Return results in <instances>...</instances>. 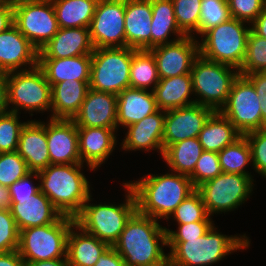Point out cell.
Listing matches in <instances>:
<instances>
[{
    "mask_svg": "<svg viewBox=\"0 0 266 266\" xmlns=\"http://www.w3.org/2000/svg\"><path fill=\"white\" fill-rule=\"evenodd\" d=\"M240 136L234 125L220 111H214L200 131L198 139L204 151L218 153Z\"/></svg>",
    "mask_w": 266,
    "mask_h": 266,
    "instance_id": "obj_32",
    "label": "cell"
},
{
    "mask_svg": "<svg viewBox=\"0 0 266 266\" xmlns=\"http://www.w3.org/2000/svg\"><path fill=\"white\" fill-rule=\"evenodd\" d=\"M14 7L0 2V33L13 25Z\"/></svg>",
    "mask_w": 266,
    "mask_h": 266,
    "instance_id": "obj_51",
    "label": "cell"
},
{
    "mask_svg": "<svg viewBox=\"0 0 266 266\" xmlns=\"http://www.w3.org/2000/svg\"><path fill=\"white\" fill-rule=\"evenodd\" d=\"M219 162L224 173L243 174L252 178L246 165L252 162L251 149L245 135H241L232 144L218 152Z\"/></svg>",
    "mask_w": 266,
    "mask_h": 266,
    "instance_id": "obj_36",
    "label": "cell"
},
{
    "mask_svg": "<svg viewBox=\"0 0 266 266\" xmlns=\"http://www.w3.org/2000/svg\"><path fill=\"white\" fill-rule=\"evenodd\" d=\"M38 59L39 50L14 24L0 33V71L29 70L38 66Z\"/></svg>",
    "mask_w": 266,
    "mask_h": 266,
    "instance_id": "obj_17",
    "label": "cell"
},
{
    "mask_svg": "<svg viewBox=\"0 0 266 266\" xmlns=\"http://www.w3.org/2000/svg\"><path fill=\"white\" fill-rule=\"evenodd\" d=\"M90 81L65 80L51 87L52 119H73L85 100Z\"/></svg>",
    "mask_w": 266,
    "mask_h": 266,
    "instance_id": "obj_28",
    "label": "cell"
},
{
    "mask_svg": "<svg viewBox=\"0 0 266 266\" xmlns=\"http://www.w3.org/2000/svg\"><path fill=\"white\" fill-rule=\"evenodd\" d=\"M125 203L121 204H94L89 203L91 195L84 203L80 213L74 218L75 223L84 231L97 237L100 241L113 246L124 230L126 222L137 211L135 194L126 182Z\"/></svg>",
    "mask_w": 266,
    "mask_h": 266,
    "instance_id": "obj_5",
    "label": "cell"
},
{
    "mask_svg": "<svg viewBox=\"0 0 266 266\" xmlns=\"http://www.w3.org/2000/svg\"><path fill=\"white\" fill-rule=\"evenodd\" d=\"M251 149L253 169L266 178V128L245 134Z\"/></svg>",
    "mask_w": 266,
    "mask_h": 266,
    "instance_id": "obj_44",
    "label": "cell"
},
{
    "mask_svg": "<svg viewBox=\"0 0 266 266\" xmlns=\"http://www.w3.org/2000/svg\"><path fill=\"white\" fill-rule=\"evenodd\" d=\"M172 2L179 29L186 36L199 34L201 0H172Z\"/></svg>",
    "mask_w": 266,
    "mask_h": 266,
    "instance_id": "obj_38",
    "label": "cell"
},
{
    "mask_svg": "<svg viewBox=\"0 0 266 266\" xmlns=\"http://www.w3.org/2000/svg\"><path fill=\"white\" fill-rule=\"evenodd\" d=\"M251 30L259 37L266 39V7L252 23Z\"/></svg>",
    "mask_w": 266,
    "mask_h": 266,
    "instance_id": "obj_54",
    "label": "cell"
},
{
    "mask_svg": "<svg viewBox=\"0 0 266 266\" xmlns=\"http://www.w3.org/2000/svg\"><path fill=\"white\" fill-rule=\"evenodd\" d=\"M116 130L101 127H77L81 162L87 163L91 171L98 169L113 152L117 144Z\"/></svg>",
    "mask_w": 266,
    "mask_h": 266,
    "instance_id": "obj_20",
    "label": "cell"
},
{
    "mask_svg": "<svg viewBox=\"0 0 266 266\" xmlns=\"http://www.w3.org/2000/svg\"><path fill=\"white\" fill-rule=\"evenodd\" d=\"M153 92L160 110L167 111L195 103V100L189 99L194 94L191 74L160 78Z\"/></svg>",
    "mask_w": 266,
    "mask_h": 266,
    "instance_id": "obj_30",
    "label": "cell"
},
{
    "mask_svg": "<svg viewBox=\"0 0 266 266\" xmlns=\"http://www.w3.org/2000/svg\"><path fill=\"white\" fill-rule=\"evenodd\" d=\"M33 1H37V0H6V3L14 7L18 4L28 3V2H33Z\"/></svg>",
    "mask_w": 266,
    "mask_h": 266,
    "instance_id": "obj_57",
    "label": "cell"
},
{
    "mask_svg": "<svg viewBox=\"0 0 266 266\" xmlns=\"http://www.w3.org/2000/svg\"><path fill=\"white\" fill-rule=\"evenodd\" d=\"M80 164H50L38 172L40 191L63 215L75 218L90 197V185Z\"/></svg>",
    "mask_w": 266,
    "mask_h": 266,
    "instance_id": "obj_3",
    "label": "cell"
},
{
    "mask_svg": "<svg viewBox=\"0 0 266 266\" xmlns=\"http://www.w3.org/2000/svg\"><path fill=\"white\" fill-rule=\"evenodd\" d=\"M109 247L107 243L100 241L74 223L67 237L66 258L68 265L94 266L101 254Z\"/></svg>",
    "mask_w": 266,
    "mask_h": 266,
    "instance_id": "obj_27",
    "label": "cell"
},
{
    "mask_svg": "<svg viewBox=\"0 0 266 266\" xmlns=\"http://www.w3.org/2000/svg\"><path fill=\"white\" fill-rule=\"evenodd\" d=\"M25 266H69L67 258L25 262Z\"/></svg>",
    "mask_w": 266,
    "mask_h": 266,
    "instance_id": "obj_55",
    "label": "cell"
},
{
    "mask_svg": "<svg viewBox=\"0 0 266 266\" xmlns=\"http://www.w3.org/2000/svg\"><path fill=\"white\" fill-rule=\"evenodd\" d=\"M10 210L19 231L55 223L62 216L40 190L30 199L11 202Z\"/></svg>",
    "mask_w": 266,
    "mask_h": 266,
    "instance_id": "obj_25",
    "label": "cell"
},
{
    "mask_svg": "<svg viewBox=\"0 0 266 266\" xmlns=\"http://www.w3.org/2000/svg\"><path fill=\"white\" fill-rule=\"evenodd\" d=\"M0 209H11V197L8 187L0 185Z\"/></svg>",
    "mask_w": 266,
    "mask_h": 266,
    "instance_id": "obj_56",
    "label": "cell"
},
{
    "mask_svg": "<svg viewBox=\"0 0 266 266\" xmlns=\"http://www.w3.org/2000/svg\"><path fill=\"white\" fill-rule=\"evenodd\" d=\"M231 18L227 0H201L199 34Z\"/></svg>",
    "mask_w": 266,
    "mask_h": 266,
    "instance_id": "obj_39",
    "label": "cell"
},
{
    "mask_svg": "<svg viewBox=\"0 0 266 266\" xmlns=\"http://www.w3.org/2000/svg\"><path fill=\"white\" fill-rule=\"evenodd\" d=\"M213 221H197L187 224H178V230L167 229V241H187V239L203 236L213 225Z\"/></svg>",
    "mask_w": 266,
    "mask_h": 266,
    "instance_id": "obj_47",
    "label": "cell"
},
{
    "mask_svg": "<svg viewBox=\"0 0 266 266\" xmlns=\"http://www.w3.org/2000/svg\"><path fill=\"white\" fill-rule=\"evenodd\" d=\"M165 111L157 112L146 116L141 121L129 125L125 139H123L122 150L136 151L159 150L163 156V132H164Z\"/></svg>",
    "mask_w": 266,
    "mask_h": 266,
    "instance_id": "obj_21",
    "label": "cell"
},
{
    "mask_svg": "<svg viewBox=\"0 0 266 266\" xmlns=\"http://www.w3.org/2000/svg\"><path fill=\"white\" fill-rule=\"evenodd\" d=\"M89 28H59L53 38L39 50V58H66L92 54Z\"/></svg>",
    "mask_w": 266,
    "mask_h": 266,
    "instance_id": "obj_24",
    "label": "cell"
},
{
    "mask_svg": "<svg viewBox=\"0 0 266 266\" xmlns=\"http://www.w3.org/2000/svg\"><path fill=\"white\" fill-rule=\"evenodd\" d=\"M171 217H173L178 224L212 221L202 201L201 195L196 190L181 202L168 219Z\"/></svg>",
    "mask_w": 266,
    "mask_h": 266,
    "instance_id": "obj_40",
    "label": "cell"
},
{
    "mask_svg": "<svg viewBox=\"0 0 266 266\" xmlns=\"http://www.w3.org/2000/svg\"><path fill=\"white\" fill-rule=\"evenodd\" d=\"M260 102L252 82L246 76L239 74L220 112L241 135H245L262 129Z\"/></svg>",
    "mask_w": 266,
    "mask_h": 266,
    "instance_id": "obj_12",
    "label": "cell"
},
{
    "mask_svg": "<svg viewBox=\"0 0 266 266\" xmlns=\"http://www.w3.org/2000/svg\"><path fill=\"white\" fill-rule=\"evenodd\" d=\"M253 181L248 175L222 172L199 185L196 191L201 195L211 217L214 213L232 211L245 203L253 191Z\"/></svg>",
    "mask_w": 266,
    "mask_h": 266,
    "instance_id": "obj_11",
    "label": "cell"
},
{
    "mask_svg": "<svg viewBox=\"0 0 266 266\" xmlns=\"http://www.w3.org/2000/svg\"><path fill=\"white\" fill-rule=\"evenodd\" d=\"M152 0H125L126 47L151 49Z\"/></svg>",
    "mask_w": 266,
    "mask_h": 266,
    "instance_id": "obj_22",
    "label": "cell"
},
{
    "mask_svg": "<svg viewBox=\"0 0 266 266\" xmlns=\"http://www.w3.org/2000/svg\"><path fill=\"white\" fill-rule=\"evenodd\" d=\"M214 110L197 103L165 111L163 149L172 144L197 138Z\"/></svg>",
    "mask_w": 266,
    "mask_h": 266,
    "instance_id": "obj_15",
    "label": "cell"
},
{
    "mask_svg": "<svg viewBox=\"0 0 266 266\" xmlns=\"http://www.w3.org/2000/svg\"><path fill=\"white\" fill-rule=\"evenodd\" d=\"M18 115L11 111L0 115V153L17 150L21 130L26 124L19 121Z\"/></svg>",
    "mask_w": 266,
    "mask_h": 266,
    "instance_id": "obj_41",
    "label": "cell"
},
{
    "mask_svg": "<svg viewBox=\"0 0 266 266\" xmlns=\"http://www.w3.org/2000/svg\"><path fill=\"white\" fill-rule=\"evenodd\" d=\"M98 0H52L59 28H89Z\"/></svg>",
    "mask_w": 266,
    "mask_h": 266,
    "instance_id": "obj_33",
    "label": "cell"
},
{
    "mask_svg": "<svg viewBox=\"0 0 266 266\" xmlns=\"http://www.w3.org/2000/svg\"><path fill=\"white\" fill-rule=\"evenodd\" d=\"M94 266H126L120 254L110 246L104 253L101 254Z\"/></svg>",
    "mask_w": 266,
    "mask_h": 266,
    "instance_id": "obj_50",
    "label": "cell"
},
{
    "mask_svg": "<svg viewBox=\"0 0 266 266\" xmlns=\"http://www.w3.org/2000/svg\"><path fill=\"white\" fill-rule=\"evenodd\" d=\"M127 183L135 194L137 211L157 220H168L181 202L196 190L189 176L176 172L150 174Z\"/></svg>",
    "mask_w": 266,
    "mask_h": 266,
    "instance_id": "obj_2",
    "label": "cell"
},
{
    "mask_svg": "<svg viewBox=\"0 0 266 266\" xmlns=\"http://www.w3.org/2000/svg\"><path fill=\"white\" fill-rule=\"evenodd\" d=\"M257 72H266V39L259 37L251 30L247 39L246 55L239 73L245 76Z\"/></svg>",
    "mask_w": 266,
    "mask_h": 266,
    "instance_id": "obj_37",
    "label": "cell"
},
{
    "mask_svg": "<svg viewBox=\"0 0 266 266\" xmlns=\"http://www.w3.org/2000/svg\"><path fill=\"white\" fill-rule=\"evenodd\" d=\"M13 24L38 50L59 30L52 0H37L14 6Z\"/></svg>",
    "mask_w": 266,
    "mask_h": 266,
    "instance_id": "obj_13",
    "label": "cell"
},
{
    "mask_svg": "<svg viewBox=\"0 0 266 266\" xmlns=\"http://www.w3.org/2000/svg\"><path fill=\"white\" fill-rule=\"evenodd\" d=\"M29 173L26 161L16 151L0 153V185L9 188Z\"/></svg>",
    "mask_w": 266,
    "mask_h": 266,
    "instance_id": "obj_42",
    "label": "cell"
},
{
    "mask_svg": "<svg viewBox=\"0 0 266 266\" xmlns=\"http://www.w3.org/2000/svg\"><path fill=\"white\" fill-rule=\"evenodd\" d=\"M124 16L125 0H98L89 26L94 49L126 47Z\"/></svg>",
    "mask_w": 266,
    "mask_h": 266,
    "instance_id": "obj_14",
    "label": "cell"
},
{
    "mask_svg": "<svg viewBox=\"0 0 266 266\" xmlns=\"http://www.w3.org/2000/svg\"><path fill=\"white\" fill-rule=\"evenodd\" d=\"M159 80L157 63L152 52L135 50L130 65V88L148 90L151 87V91H154Z\"/></svg>",
    "mask_w": 266,
    "mask_h": 266,
    "instance_id": "obj_35",
    "label": "cell"
},
{
    "mask_svg": "<svg viewBox=\"0 0 266 266\" xmlns=\"http://www.w3.org/2000/svg\"><path fill=\"white\" fill-rule=\"evenodd\" d=\"M136 49L96 48L91 54L89 88L115 95L130 87V65Z\"/></svg>",
    "mask_w": 266,
    "mask_h": 266,
    "instance_id": "obj_9",
    "label": "cell"
},
{
    "mask_svg": "<svg viewBox=\"0 0 266 266\" xmlns=\"http://www.w3.org/2000/svg\"><path fill=\"white\" fill-rule=\"evenodd\" d=\"M231 18L252 25L266 7V0H227ZM251 23V24H250Z\"/></svg>",
    "mask_w": 266,
    "mask_h": 266,
    "instance_id": "obj_46",
    "label": "cell"
},
{
    "mask_svg": "<svg viewBox=\"0 0 266 266\" xmlns=\"http://www.w3.org/2000/svg\"><path fill=\"white\" fill-rule=\"evenodd\" d=\"M157 219L136 211L113 245L126 266H168L167 232ZM161 242V244H160Z\"/></svg>",
    "mask_w": 266,
    "mask_h": 266,
    "instance_id": "obj_1",
    "label": "cell"
},
{
    "mask_svg": "<svg viewBox=\"0 0 266 266\" xmlns=\"http://www.w3.org/2000/svg\"><path fill=\"white\" fill-rule=\"evenodd\" d=\"M91 54L66 58H39L38 66L51 84L65 80L90 81Z\"/></svg>",
    "mask_w": 266,
    "mask_h": 266,
    "instance_id": "obj_29",
    "label": "cell"
},
{
    "mask_svg": "<svg viewBox=\"0 0 266 266\" xmlns=\"http://www.w3.org/2000/svg\"><path fill=\"white\" fill-rule=\"evenodd\" d=\"M253 84L256 94L261 100L262 129L266 128V72L245 75Z\"/></svg>",
    "mask_w": 266,
    "mask_h": 266,
    "instance_id": "obj_49",
    "label": "cell"
},
{
    "mask_svg": "<svg viewBox=\"0 0 266 266\" xmlns=\"http://www.w3.org/2000/svg\"><path fill=\"white\" fill-rule=\"evenodd\" d=\"M222 173L217 152L203 151L198 159L194 172L189 176L195 189Z\"/></svg>",
    "mask_w": 266,
    "mask_h": 266,
    "instance_id": "obj_43",
    "label": "cell"
},
{
    "mask_svg": "<svg viewBox=\"0 0 266 266\" xmlns=\"http://www.w3.org/2000/svg\"><path fill=\"white\" fill-rule=\"evenodd\" d=\"M8 106L7 73L0 71V115L10 111Z\"/></svg>",
    "mask_w": 266,
    "mask_h": 266,
    "instance_id": "obj_52",
    "label": "cell"
},
{
    "mask_svg": "<svg viewBox=\"0 0 266 266\" xmlns=\"http://www.w3.org/2000/svg\"><path fill=\"white\" fill-rule=\"evenodd\" d=\"M158 110L153 91L126 88L117 95V130L119 125L128 127Z\"/></svg>",
    "mask_w": 266,
    "mask_h": 266,
    "instance_id": "obj_26",
    "label": "cell"
},
{
    "mask_svg": "<svg viewBox=\"0 0 266 266\" xmlns=\"http://www.w3.org/2000/svg\"><path fill=\"white\" fill-rule=\"evenodd\" d=\"M151 49L177 41L186 35L179 29L172 0H152ZM176 38L169 39L170 34Z\"/></svg>",
    "mask_w": 266,
    "mask_h": 266,
    "instance_id": "obj_31",
    "label": "cell"
},
{
    "mask_svg": "<svg viewBox=\"0 0 266 266\" xmlns=\"http://www.w3.org/2000/svg\"><path fill=\"white\" fill-rule=\"evenodd\" d=\"M213 224L198 238L187 241H167L170 248L168 266H209L218 263L234 251L250 246V240L244 234L240 237L219 233Z\"/></svg>",
    "mask_w": 266,
    "mask_h": 266,
    "instance_id": "obj_4",
    "label": "cell"
},
{
    "mask_svg": "<svg viewBox=\"0 0 266 266\" xmlns=\"http://www.w3.org/2000/svg\"><path fill=\"white\" fill-rule=\"evenodd\" d=\"M245 23L230 18L207 30L201 37L202 41H199L200 55L239 70L246 55L247 39L251 31V27Z\"/></svg>",
    "mask_w": 266,
    "mask_h": 266,
    "instance_id": "obj_6",
    "label": "cell"
},
{
    "mask_svg": "<svg viewBox=\"0 0 266 266\" xmlns=\"http://www.w3.org/2000/svg\"><path fill=\"white\" fill-rule=\"evenodd\" d=\"M0 266H25V262L17 250L0 252Z\"/></svg>",
    "mask_w": 266,
    "mask_h": 266,
    "instance_id": "obj_53",
    "label": "cell"
},
{
    "mask_svg": "<svg viewBox=\"0 0 266 266\" xmlns=\"http://www.w3.org/2000/svg\"><path fill=\"white\" fill-rule=\"evenodd\" d=\"M16 152L26 161L30 172H40L51 164L44 121L26 122Z\"/></svg>",
    "mask_w": 266,
    "mask_h": 266,
    "instance_id": "obj_23",
    "label": "cell"
},
{
    "mask_svg": "<svg viewBox=\"0 0 266 266\" xmlns=\"http://www.w3.org/2000/svg\"><path fill=\"white\" fill-rule=\"evenodd\" d=\"M203 151L198 137L189 138L170 145L162 158L172 172L190 176Z\"/></svg>",
    "mask_w": 266,
    "mask_h": 266,
    "instance_id": "obj_34",
    "label": "cell"
},
{
    "mask_svg": "<svg viewBox=\"0 0 266 266\" xmlns=\"http://www.w3.org/2000/svg\"><path fill=\"white\" fill-rule=\"evenodd\" d=\"M8 105L11 112L51 111V84L44 71L36 66L29 70L7 73Z\"/></svg>",
    "mask_w": 266,
    "mask_h": 266,
    "instance_id": "obj_10",
    "label": "cell"
},
{
    "mask_svg": "<svg viewBox=\"0 0 266 266\" xmlns=\"http://www.w3.org/2000/svg\"><path fill=\"white\" fill-rule=\"evenodd\" d=\"M75 219L61 216L55 223L19 231L18 253L24 262L66 258L67 237Z\"/></svg>",
    "mask_w": 266,
    "mask_h": 266,
    "instance_id": "obj_7",
    "label": "cell"
},
{
    "mask_svg": "<svg viewBox=\"0 0 266 266\" xmlns=\"http://www.w3.org/2000/svg\"><path fill=\"white\" fill-rule=\"evenodd\" d=\"M190 74L194 95L199 97L195 99V103L220 111L240 73L232 66L210 61L199 55Z\"/></svg>",
    "mask_w": 266,
    "mask_h": 266,
    "instance_id": "obj_8",
    "label": "cell"
},
{
    "mask_svg": "<svg viewBox=\"0 0 266 266\" xmlns=\"http://www.w3.org/2000/svg\"><path fill=\"white\" fill-rule=\"evenodd\" d=\"M72 120L77 127L117 129V95L89 88Z\"/></svg>",
    "mask_w": 266,
    "mask_h": 266,
    "instance_id": "obj_19",
    "label": "cell"
},
{
    "mask_svg": "<svg viewBox=\"0 0 266 266\" xmlns=\"http://www.w3.org/2000/svg\"><path fill=\"white\" fill-rule=\"evenodd\" d=\"M46 124L51 164H80L78 131L72 119H52Z\"/></svg>",
    "mask_w": 266,
    "mask_h": 266,
    "instance_id": "obj_18",
    "label": "cell"
},
{
    "mask_svg": "<svg viewBox=\"0 0 266 266\" xmlns=\"http://www.w3.org/2000/svg\"><path fill=\"white\" fill-rule=\"evenodd\" d=\"M19 230L11 210L0 209V252H11L18 249Z\"/></svg>",
    "mask_w": 266,
    "mask_h": 266,
    "instance_id": "obj_45",
    "label": "cell"
},
{
    "mask_svg": "<svg viewBox=\"0 0 266 266\" xmlns=\"http://www.w3.org/2000/svg\"><path fill=\"white\" fill-rule=\"evenodd\" d=\"M32 177L38 180V172H30L9 187L11 202L30 199L40 190L39 183L37 184L38 186L32 183Z\"/></svg>",
    "mask_w": 266,
    "mask_h": 266,
    "instance_id": "obj_48",
    "label": "cell"
},
{
    "mask_svg": "<svg viewBox=\"0 0 266 266\" xmlns=\"http://www.w3.org/2000/svg\"><path fill=\"white\" fill-rule=\"evenodd\" d=\"M195 37L185 36L150 49L157 63L159 78L190 74L195 59L200 55L199 41Z\"/></svg>",
    "mask_w": 266,
    "mask_h": 266,
    "instance_id": "obj_16",
    "label": "cell"
}]
</instances>
